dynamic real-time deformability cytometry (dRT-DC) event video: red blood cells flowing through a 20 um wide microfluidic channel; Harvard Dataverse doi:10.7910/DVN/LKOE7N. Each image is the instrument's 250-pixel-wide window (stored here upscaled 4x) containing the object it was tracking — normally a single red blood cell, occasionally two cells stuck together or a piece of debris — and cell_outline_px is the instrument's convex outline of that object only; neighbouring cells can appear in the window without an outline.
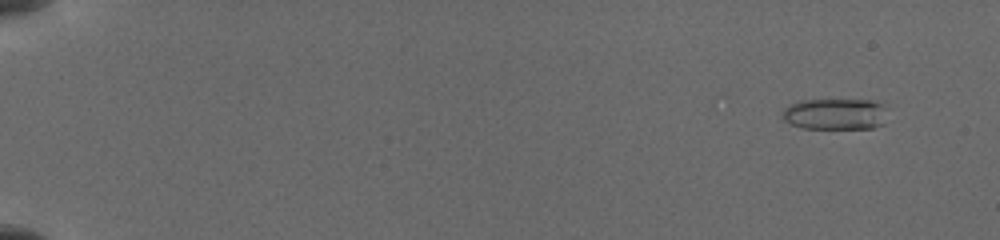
{"species": "common noctule bat (a hibernating species)", "species_latin": "Nyctalus noctula", "temperature_condition": "cold", "stored_images_in_passage": 44, "camera_frame_rate_fps": 3000, "um_per_image_px": 0.085, "animal": {"sex": "female", "body_mass_g": 19.5, "forearm_length_mm": 54.1}, "frame": {"image": 1, "passage_image": 1, "time_ms": 0.0, "image_size_px": [1000, 240], "cell_outline_px": [[884, 124], [872, 128], [804, 128], [792, 124], [784, 120], [784, 108], [792, 104], [804, 100], [872, 100], [880, 104], [884, 108]], "centroid_in_image_um": [71.0, 9.7], "position_along_channel_um": 14.0, "area_um2": 18.73}}
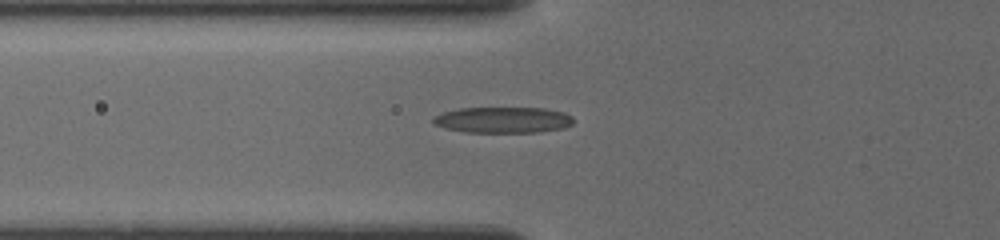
{"frame": {"image": 2, "passage_image": 34, "time_ms": 6.0, "image_size_px": [1000, 240], "cell_outline_px": [[572, 124], [564, 128], [536, 132], [464, 132], [444, 128], [432, 124], [432, 120], [436, 116], [444, 112], [460, 108], [544, 108], [564, 112], [572, 116]], "centroid_in_image_um": [42.74, 10.19], "position_along_channel_um": 83.1, "area_um2": 21.21}}
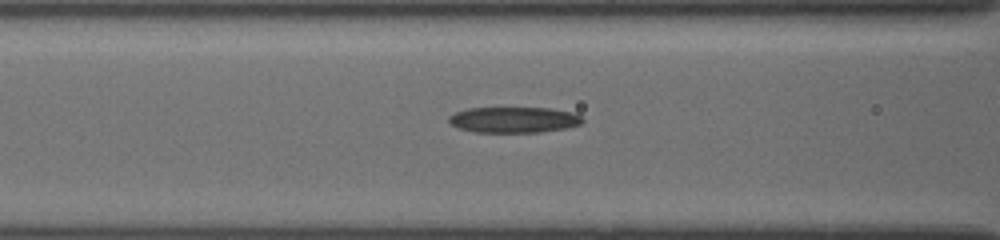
{"frame": {"image": 3, "passage_image": 38, "time_ms": 7.0, "image_size_px": [1000, 240], "cell_outline_px": [[584, 120], [580, 124], [568, 128], [540, 132], [476, 132], [460, 128], [452, 124], [448, 120], [448, 116], [456, 112], [468, 108], [552, 108], [576, 112]], "centroid_in_image_um": [43.73, 10.17], "position_along_channel_um": 122.9, "area_um2": 20.17}}